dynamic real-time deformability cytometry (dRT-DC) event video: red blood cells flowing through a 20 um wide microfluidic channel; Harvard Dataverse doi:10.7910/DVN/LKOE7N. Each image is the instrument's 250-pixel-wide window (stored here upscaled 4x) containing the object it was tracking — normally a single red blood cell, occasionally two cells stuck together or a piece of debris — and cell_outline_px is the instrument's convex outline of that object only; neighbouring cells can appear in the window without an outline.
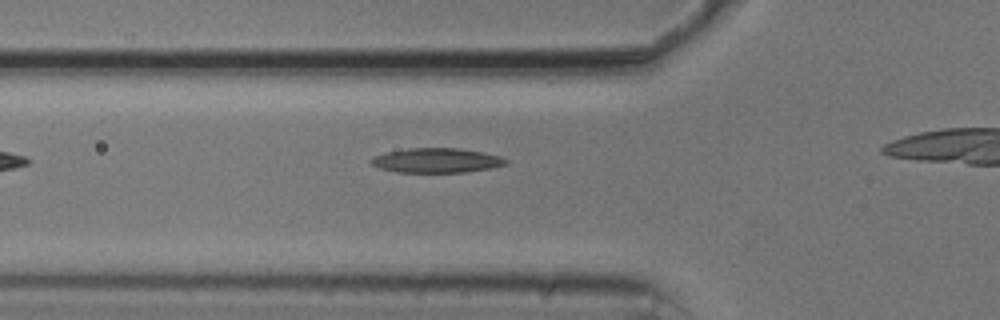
{"species": "common noctule bat (a hibernating species)", "species_latin": "Nyctalus noctula", "temperature_condition": "cold", "stored_images_in_passage": 8, "camera_frame_rate_fps": 3000, "um_per_image_px": 0.085, "animal": {"sex": "male", "body_mass_g": 20.5, "forearm_length_mm": 52.5}, "frame": {"image": 1, "passage_image": 3, "time_ms": 0.667, "image_size_px": [1000, 320], "cell_outline_px": [[508, 164], [492, 168], [468, 172], [400, 172], [380, 168], [372, 164], [368, 160], [376, 156], [388, 152], [408, 148], [456, 148], [484, 152], [500, 156], [508, 160]], "centroid_in_image_um": [37.17, 13.64], "position_along_channel_um": 88.6, "area_um2": 19.25}}
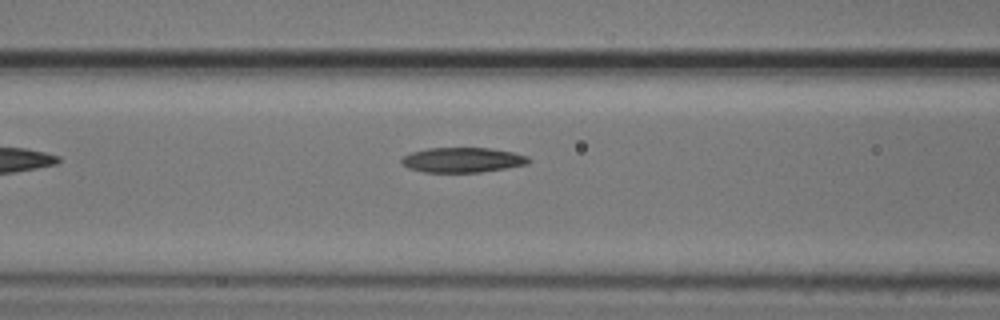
{"frame": {"image": 2, "passage_image": 6, "time_ms": 1.667, "image_size_px": [1000, 320], "cell_outline_px": [[532, 160], [528, 164], [480, 172], [424, 172], [408, 168], [400, 160], [404, 156], [412, 152], [428, 148], [488, 148], [512, 152], [528, 156]], "centroid_in_image_um": [39.33, 13.59], "position_along_channel_um": 127.3, "area_um2": 18.32}}